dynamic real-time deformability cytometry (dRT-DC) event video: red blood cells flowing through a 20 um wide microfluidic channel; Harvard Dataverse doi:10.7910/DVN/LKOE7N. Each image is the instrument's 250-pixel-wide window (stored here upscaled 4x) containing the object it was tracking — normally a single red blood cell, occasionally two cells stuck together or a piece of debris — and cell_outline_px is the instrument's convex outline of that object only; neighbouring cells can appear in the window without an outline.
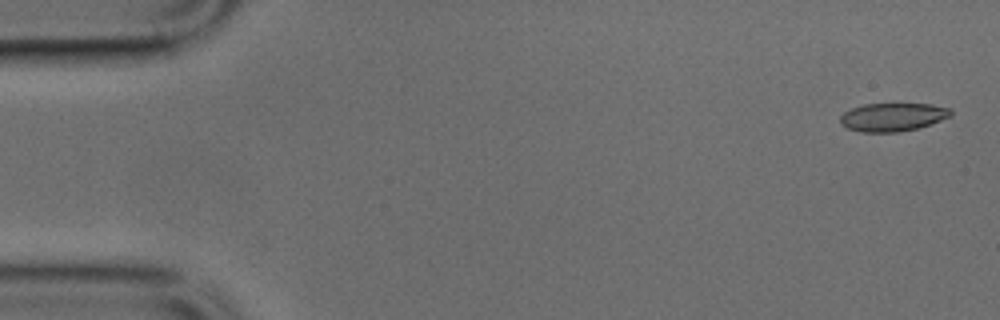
{"species": "common noctule bat (a hibernating species)", "species_latin": "Nyctalus noctula", "temperature_condition": "cold", "stored_images_in_passage": 20, "camera_frame_rate_fps": 3000, "um_per_image_px": 0.085, "animal": {"sex": "male", "body_mass_g": 17.9, "forearm_length_mm": 54.2}, "frame": {"image": 1, "passage_image": 2, "time_ms": 0.333, "image_size_px": [1000, 320], "cell_outline_px": [[952, 116], [916, 128], [900, 132], [860, 132], [848, 128], [840, 124], [840, 116], [844, 112], [852, 108], [864, 104], [932, 104], [952, 108]], "centroid_in_image_um": [75.88, 9.94], "position_along_channel_um": 9.1, "area_um2": 18.21}}
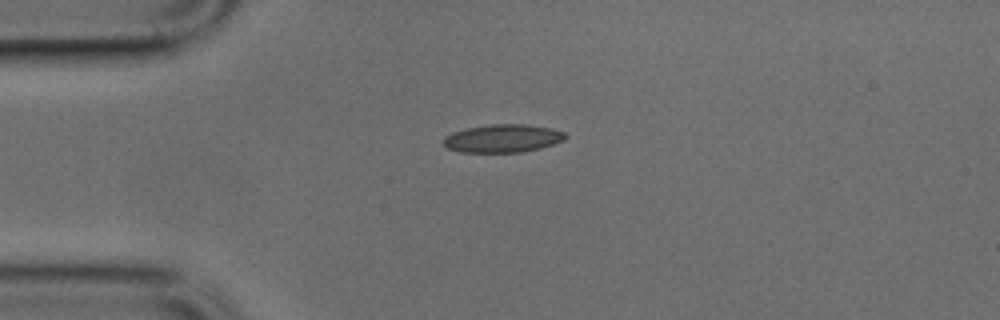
{"frame": {"image": 2, "passage_image": 12, "time_ms": 3.667, "image_size_px": [1000, 320], "cell_outline_px": [[568, 136], [564, 140], [540, 148], [520, 152], [460, 152], [448, 148], [444, 144], [444, 136], [452, 132], [464, 128], [492, 124], [528, 124], [552, 128], [564, 132]], "centroid_in_image_um": [42.73, 11.75], "position_along_channel_um": 42.3, "area_um2": 20.0}}
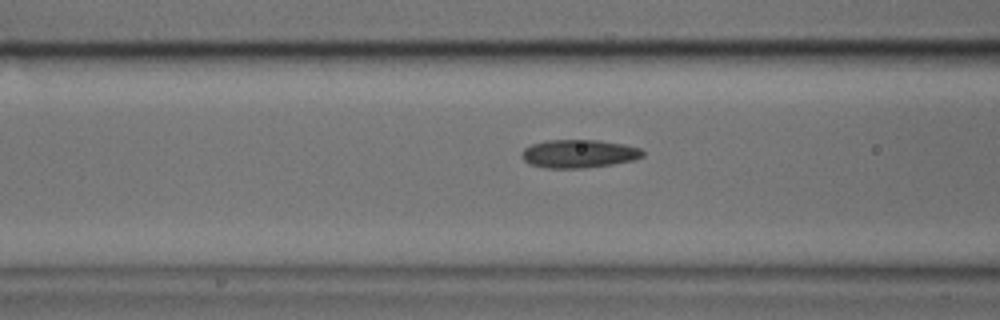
{"frame": {"image": 3, "passage_image": 19, "time_ms": 6.0, "image_size_px": [1000, 320], "cell_outline_px": [[644, 156], [636, 160], [612, 164], [584, 168], [544, 168], [528, 164], [520, 156], [524, 148], [532, 144], [544, 140], [600, 140], [624, 144], [640, 148], [644, 152]], "centroid_in_image_um": [49.19, 13.07], "position_along_channel_um": 117.4, "area_um2": 20.17}}